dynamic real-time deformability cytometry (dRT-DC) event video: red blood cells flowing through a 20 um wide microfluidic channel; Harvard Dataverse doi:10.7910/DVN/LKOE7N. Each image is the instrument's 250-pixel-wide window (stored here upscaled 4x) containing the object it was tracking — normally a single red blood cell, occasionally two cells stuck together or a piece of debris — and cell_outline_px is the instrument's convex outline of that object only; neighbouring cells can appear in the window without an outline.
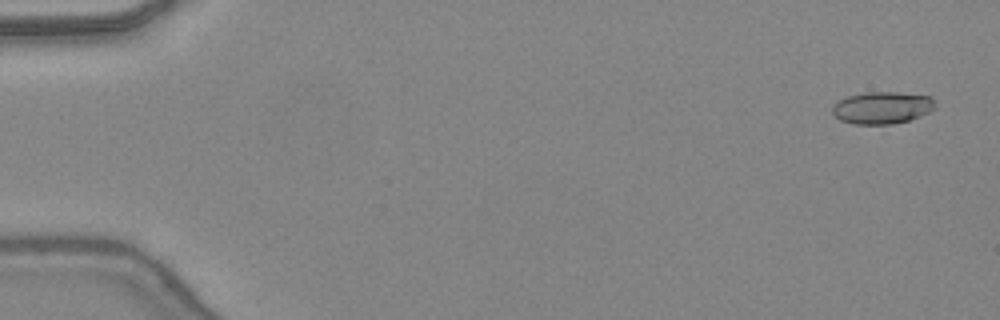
{"species": "common noctule bat (a hibernating species)", "species_latin": "Nyctalus noctula", "temperature_condition": "warm", "stored_images_in_passage": 13, "camera_frame_rate_fps": 3000, "um_per_image_px": 0.085, "animal": {"sex": "female", "body_mass_g": 24.6, "forearm_length_mm": 56.2}, "frame": {"image": 1, "passage_image": 2, "time_ms": 0.333, "image_size_px": [1000, 320], "cell_outline_px": [[936, 108], [920, 116], [908, 120], [892, 124], [852, 124], [840, 120], [832, 112], [832, 104], [848, 96], [864, 92], [896, 92], [928, 96], [932, 100]], "centroid_in_image_um": [74.94, 9.16], "position_along_channel_um": 10.1, "area_um2": 19.13}}